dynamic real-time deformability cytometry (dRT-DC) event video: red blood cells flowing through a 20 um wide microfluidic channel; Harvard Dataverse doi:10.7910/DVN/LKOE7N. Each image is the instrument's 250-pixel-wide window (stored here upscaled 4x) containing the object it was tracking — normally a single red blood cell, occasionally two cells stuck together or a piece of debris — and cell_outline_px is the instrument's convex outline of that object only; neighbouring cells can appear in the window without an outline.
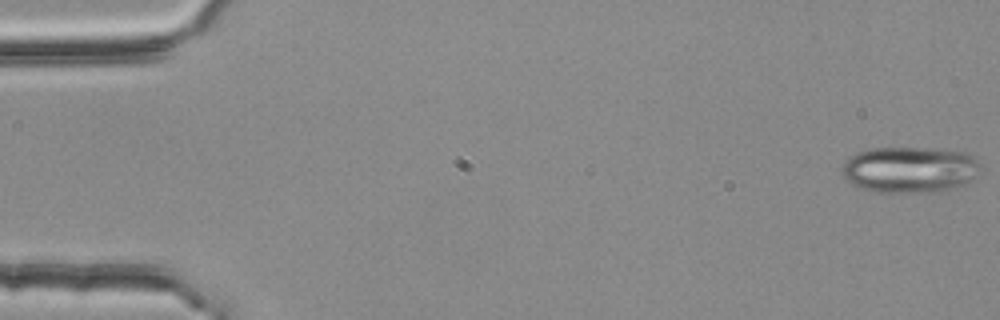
{"species": "common noctule bat (a hibernating species)", "species_latin": "Nyctalus noctula", "temperature_condition": "room temperature", "stored_images_in_passage": 54, "camera_frame_rate_fps": 3000, "um_per_image_px": 0.085, "animal": {"sex": "female", "body_mass_g": 25.1}, "frame": {"image": 1, "passage_image": 1, "time_ms": 0.0, "image_size_px": [1000, 320], "cell_outline_px": [[980, 172], [976, 176], [964, 184], [952, 188], [936, 192], [876, 192], [860, 188], [852, 184], [840, 172], [844, 164], [856, 152], [872, 148], [924, 148], [964, 152], [972, 156], [980, 164]], "centroid_in_image_um": [77.33, 14.42], "position_along_channel_um": 7.7, "area_um2": 37.11}}
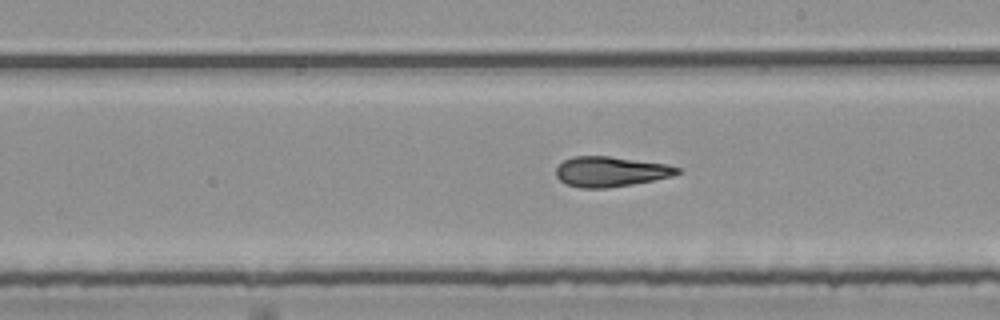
{"frame": {"image": 2, "passage_image": 31, "time_ms": 10.0, "image_size_px": [1000, 320], "cell_outline_px": [[680, 172], [672, 176], [632, 184], [608, 188], [580, 188], [568, 184], [560, 180], [556, 176], [556, 168], [564, 160], [572, 156], [608, 156], [664, 164], [680, 168]], "centroid_in_image_um": [51.86, 14.59], "position_along_channel_um": 237.1, "area_um2": 21.04}}
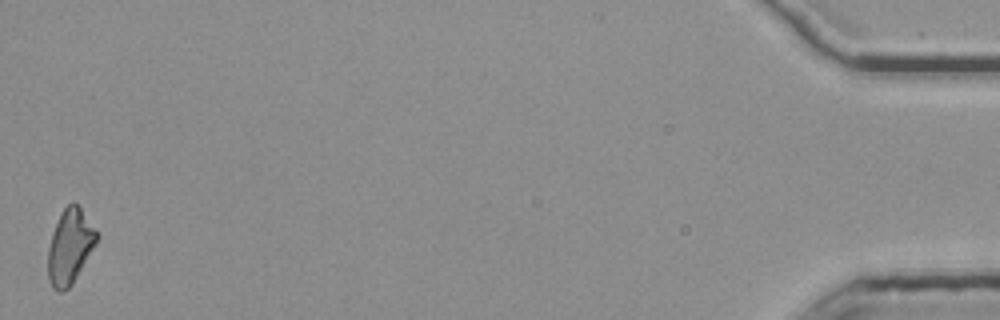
{"frame": {"image": 3, "passage_image": 54, "time_ms": 17.667, "image_size_px": [1000, 320], "cell_outline_px": [[100, 236], [96, 244], [72, 284], [64, 292], [60, 292], [52, 288], [48, 280], [48, 248], [52, 232], [60, 212], [72, 200], [80, 208]], "centroid_in_image_um": [5.93, 20.96], "position_along_channel_um": 429.3, "area_um2": 21.27}, "authors_computed_cell_mechanics": {"area_um2": 21.964, "velocity_mm_per_s": 3.7951, "shape_relaxation_time_tau1_ms": null, "shape_relaxation_time_tau2_ms": 3.5185, "deformation_change_tau1": null, "deformation_change_tau2": 0.1196}}